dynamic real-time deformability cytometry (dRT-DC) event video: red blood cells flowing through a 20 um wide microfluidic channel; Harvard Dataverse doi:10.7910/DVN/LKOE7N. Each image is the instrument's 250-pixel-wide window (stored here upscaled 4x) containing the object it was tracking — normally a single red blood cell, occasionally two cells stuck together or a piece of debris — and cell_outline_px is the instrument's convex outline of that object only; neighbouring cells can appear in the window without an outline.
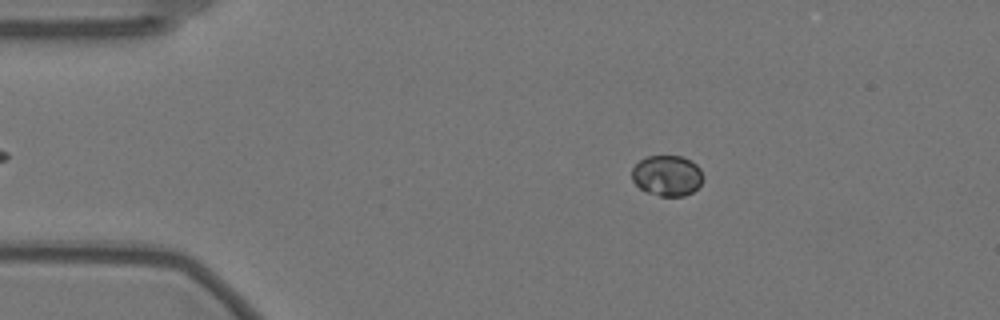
{"species": "Egyptian fruit bat (a non-hibernating species)", "species_latin": "Rousettus aegyptiacus", "temperature_condition": "warm", "stored_images_in_passage": 55, "camera_frame_rate_fps": 3000, "um_per_image_px": 0.085, "animal": {"sex": "female"}, "frame": {"image": 1, "passage_image": 8, "time_ms": 2.333, "image_size_px": [1000, 320], "cell_outline_px": [[704, 176], [700, 184], [692, 192], [684, 196], [660, 196], [648, 192], [640, 188], [632, 180], [632, 168], [640, 160], [648, 156], [680, 156], [696, 164], [700, 168]], "centroid_in_image_um": [56.71, 14.93], "position_along_channel_um": 28.3, "area_um2": 16.76}}
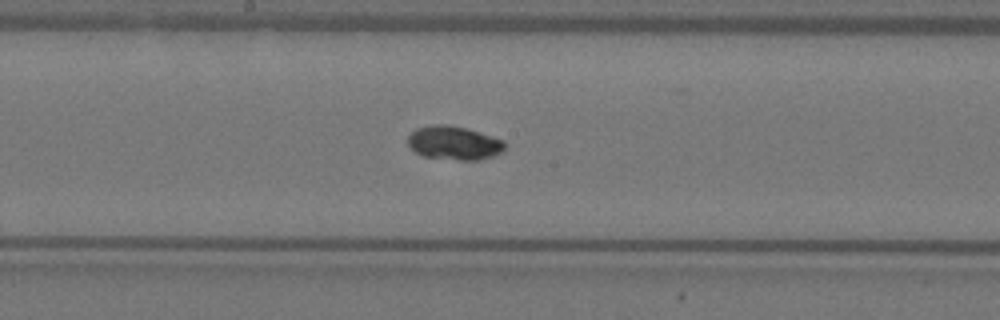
{"frame": {"image": 2, "passage_image": 28, "time_ms": 9.0, "image_size_px": [1000, 320], "cell_outline_px": [[504, 148], [500, 152], [492, 156], [480, 160], [460, 160], [424, 156], [416, 152], [408, 144], [408, 136], [416, 128], [432, 124], [448, 124], [464, 128], [504, 140]], "centroid_in_image_um": [38.56, 12.14], "position_along_channel_um": 209.6, "area_um2": 18.79}}
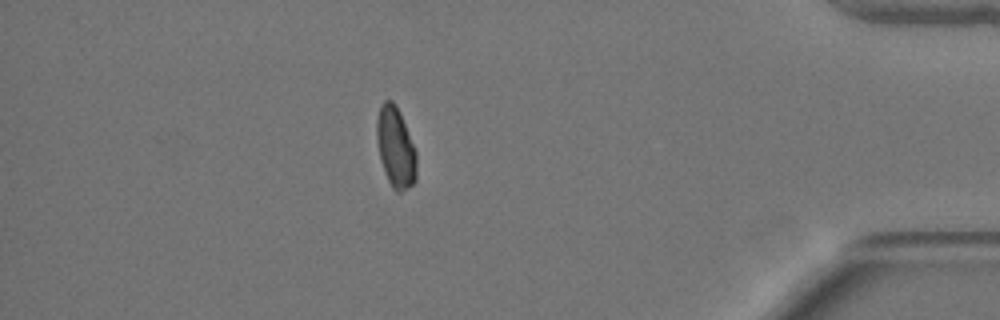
{"frame": {"image": 3, "passage_image": 48, "time_ms": 15.667, "image_size_px": [1000, 320], "cell_outline_px": [[416, 180], [412, 184], [400, 192], [396, 192], [392, 188], [384, 172], [380, 160], [376, 136], [376, 120], [380, 104], [384, 100], [392, 100], [396, 104], [416, 152]], "centroid_in_image_um": [33.6, 12.52], "position_along_channel_um": 401.6, "area_um2": 18.67}, "authors_computed_cell_mechanics": {"area_um2": 18.2648, "velocity_mm_per_s": 3.5303, "shape_relaxation_time_tau1_ms": 3.9436, "shape_relaxation_time_tau2_ms": null, "deformation_change_tau1": 0.093, "deformation_change_tau2": null}}